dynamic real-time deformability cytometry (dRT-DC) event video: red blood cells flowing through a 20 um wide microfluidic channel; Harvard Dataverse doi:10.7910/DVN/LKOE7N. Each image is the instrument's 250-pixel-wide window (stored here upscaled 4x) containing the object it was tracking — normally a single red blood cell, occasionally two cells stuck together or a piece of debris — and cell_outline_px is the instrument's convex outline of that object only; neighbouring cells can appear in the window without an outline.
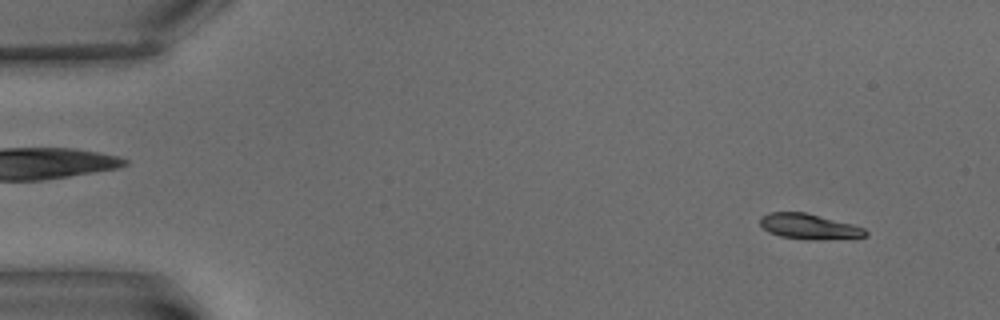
{"species": "common noctule bat (a hibernating species)", "species_latin": "Nyctalus noctula", "temperature_condition": "warm", "stored_images_in_passage": 10, "camera_frame_rate_fps": 3000, "um_per_image_px": 0.085, "animal": {"sex": "male", "body_mass_g": 15.6}, "frame": {"image": 1, "passage_image": 1, "time_ms": 0.0, "image_size_px": [1000, 320], "cell_outline_px": [[868, 236], [856, 240], [808, 240], [780, 236], [768, 232], [760, 224], [760, 216], [768, 212], [804, 212], [852, 224], [864, 228], [868, 232]], "centroid_in_image_um": [68.86, 19.29], "position_along_channel_um": 16.1, "area_um2": 16.13}}
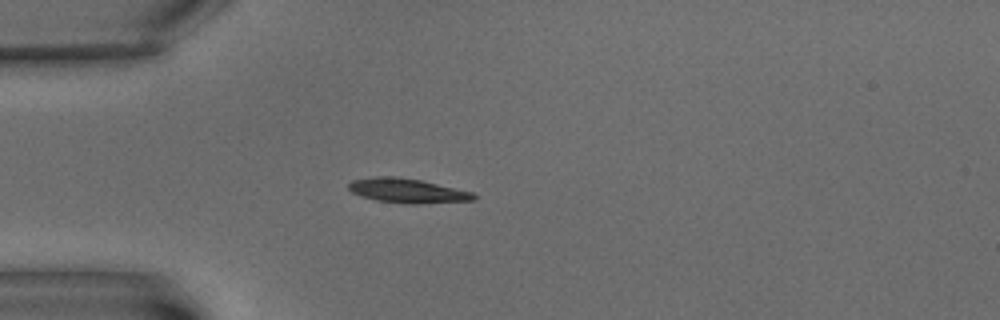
{"frame": {"image": 2, "passage_image": 4, "time_ms": 4.333, "image_size_px": [1000, 320], "cell_outline_px": [[476, 200], [420, 204], [408, 204], [376, 200], [360, 196], [352, 192], [348, 188], [348, 184], [352, 180], [376, 176], [392, 176], [420, 180], [476, 192]], "centroid_in_image_um": [34.66, 16.22], "position_along_channel_um": 50.3, "area_um2": 17.98}}
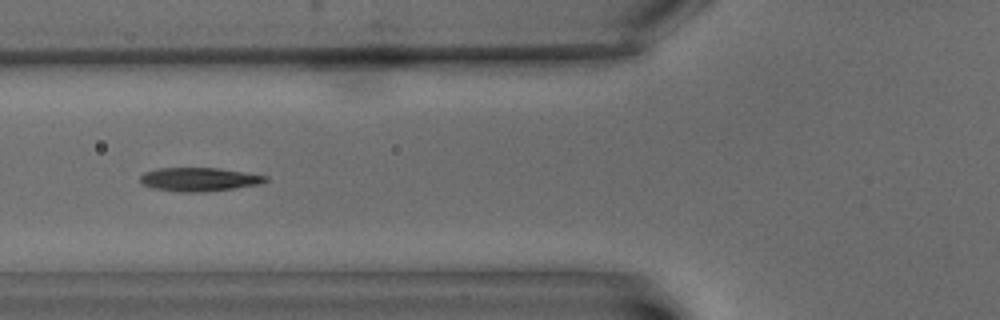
{"frame": {"image": 3, "passage_image": 6, "time_ms": 6.667, "image_size_px": [1000, 320], "cell_outline_px": [[268, 180], [260, 184], [204, 192], [180, 192], [152, 188], [144, 184], [140, 180], [140, 176], [144, 172], [156, 168], [216, 168], [244, 172], [268, 176]], "centroid_in_image_um": [16.9, 15.24], "position_along_channel_um": 108.9, "area_um2": 17.17}}